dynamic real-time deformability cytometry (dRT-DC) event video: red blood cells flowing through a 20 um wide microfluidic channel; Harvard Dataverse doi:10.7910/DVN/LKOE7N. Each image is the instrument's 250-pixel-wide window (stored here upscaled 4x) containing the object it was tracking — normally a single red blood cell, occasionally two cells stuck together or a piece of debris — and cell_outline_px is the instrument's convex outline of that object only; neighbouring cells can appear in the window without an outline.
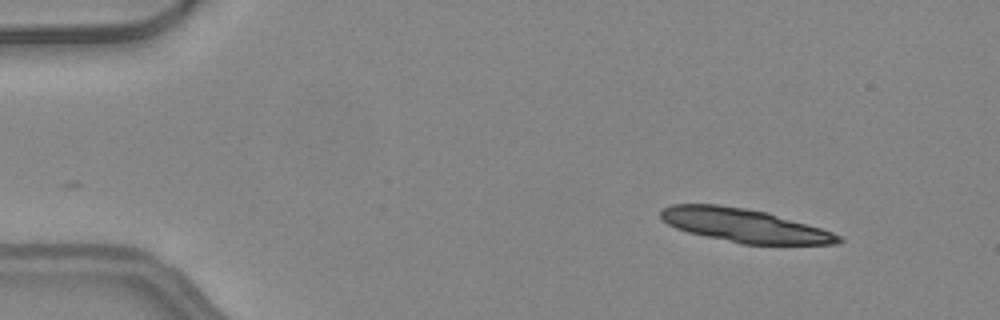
{"species": "common noctule bat (a hibernating species)", "species_latin": "Nyctalus noctula", "temperature_condition": "warm", "stored_images_in_passage": 44, "segment_of_instrument_passage": [1, 2], "camera_frame_rate_fps": 3000, "um_per_image_px": 0.085, "animal": {"sex": "female", "body_mass_g": 24.6, "forearm_length_mm": 56.2}, "frame": {"image": 1, "passage_image": 1, "time_ms": 0.0, "image_size_px": [1000, 320], "cell_outline_px": [[844, 240], [840, 244], [740, 244], [688, 232], [676, 228], [668, 224], [660, 216], [660, 212], [664, 208], [672, 204], [716, 204], [744, 208], [768, 212], [820, 228], [832, 232], [840, 236]], "centroid_in_image_um": [63.27, 19.16], "position_along_channel_um": 21.7, "area_um2": 34.51}}